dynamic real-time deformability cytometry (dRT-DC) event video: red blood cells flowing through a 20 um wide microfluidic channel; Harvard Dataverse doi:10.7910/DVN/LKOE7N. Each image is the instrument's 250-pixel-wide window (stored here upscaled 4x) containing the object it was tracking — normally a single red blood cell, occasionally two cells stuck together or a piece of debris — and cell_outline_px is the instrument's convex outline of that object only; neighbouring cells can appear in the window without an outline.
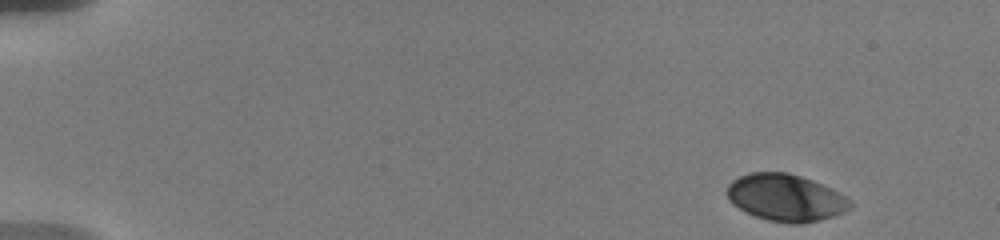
{"species": "human", "species_latin": "Homo sapiens", "temperature_condition": "warm", "stored_images_in_passage": 18, "camera_frame_rate_fps": 3000, "um_per_image_px": 0.085, "donor": {"sex": "male"}, "frame": {"image": 1, "passage_image": 1, "time_ms": 0.0, "image_size_px": [1000, 240], "cell_outline_px": [[852, 208], [844, 212], [820, 220], [800, 224], [788, 224], [768, 220], [756, 216], [732, 204], [728, 200], [728, 184], [732, 180], [748, 172], [788, 172], [812, 180], [832, 188], [844, 196], [852, 204]], "centroid_in_image_um": [66.78, 16.8], "position_along_channel_um": 18.2, "area_um2": 33.7}}
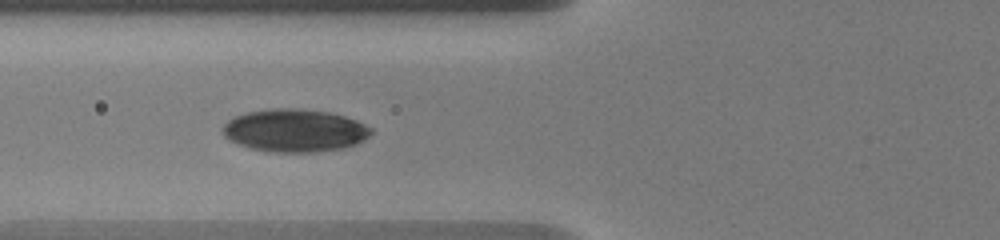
{"frame": {"image": 2, "passage_image": 10, "time_ms": 6.0, "image_size_px": [1000, 240], "cell_outline_px": [[372, 132], [364, 140], [356, 144], [344, 148], [316, 152], [268, 152], [236, 144], [228, 140], [224, 136], [220, 128], [228, 120], [236, 116], [248, 112], [280, 108], [296, 108], [328, 112], [344, 116], [356, 120], [372, 128]], "centroid_in_image_um": [25.03, 11.1], "position_along_channel_um": 100.8, "area_um2": 37.05}}
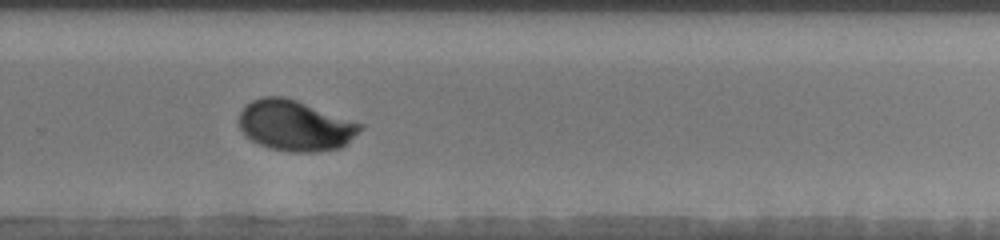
{"frame": {"image": 3, "passage_image": 17, "time_ms": 11.667, "image_size_px": [1000, 240], "cell_outline_px": [[364, 128], [340, 148], [316, 152], [288, 152], [268, 148], [252, 140], [240, 128], [240, 112], [252, 100], [264, 96], [284, 96], [296, 100], [364, 124]], "centroid_in_image_um": [25.12, 10.68], "position_along_channel_um": 304.7, "area_um2": 35.55}}